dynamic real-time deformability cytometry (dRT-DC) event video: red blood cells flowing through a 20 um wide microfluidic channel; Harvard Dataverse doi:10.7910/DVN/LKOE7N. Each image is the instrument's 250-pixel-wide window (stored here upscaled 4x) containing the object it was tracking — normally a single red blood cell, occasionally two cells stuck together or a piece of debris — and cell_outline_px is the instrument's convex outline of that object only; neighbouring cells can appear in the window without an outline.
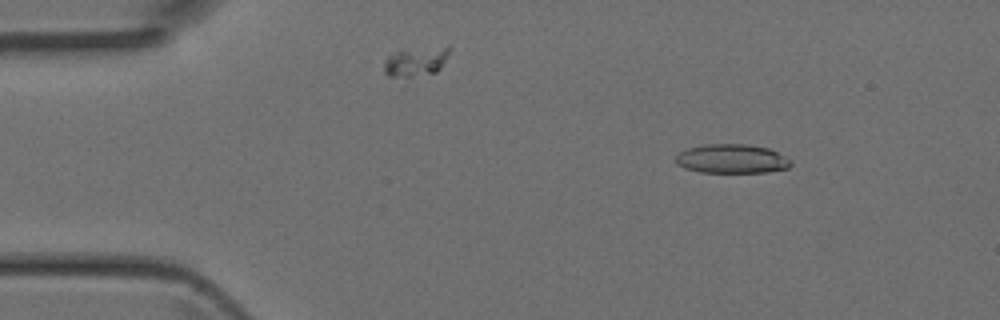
{"species": "Egyptian fruit bat (a non-hibernating species)", "species_latin": "Rousettus aegyptiacus", "temperature_condition": "room temperature", "stored_images_in_passage": 4, "camera_frame_rate_fps": 3000, "um_per_image_px": 0.085, "animal": {"sex": "female"}, "frame": {"image": 1, "passage_image": 4, "time_ms": 1.0, "image_size_px": [1000, 320], "cell_outline_px": [[792, 164], [788, 168], [768, 172], [700, 172], [684, 168], [676, 164], [676, 156], [680, 152], [688, 148], [704, 144], [748, 144], [768, 148], [792, 160]], "centroid_in_image_um": [62.2, 13.5], "position_along_channel_um": 22.8, "area_um2": 19.54}}